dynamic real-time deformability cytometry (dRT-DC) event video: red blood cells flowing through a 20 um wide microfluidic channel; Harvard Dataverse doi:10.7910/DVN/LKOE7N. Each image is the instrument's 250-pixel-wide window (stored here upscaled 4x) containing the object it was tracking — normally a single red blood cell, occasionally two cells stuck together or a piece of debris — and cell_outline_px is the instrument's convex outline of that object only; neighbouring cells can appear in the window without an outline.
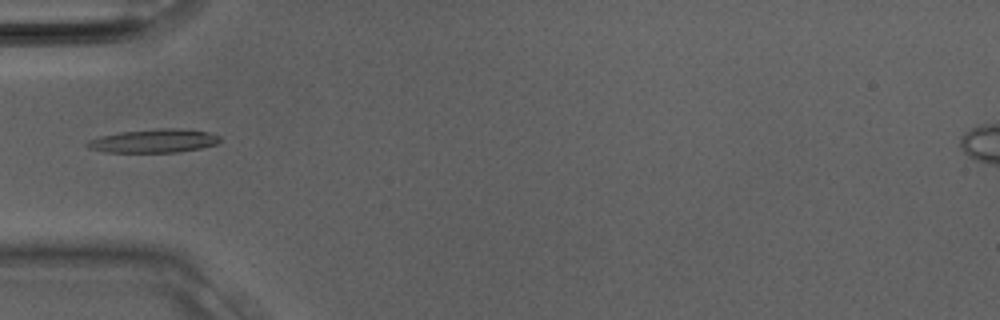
{"species": "Egyptian fruit bat (a non-hibernating species)", "species_latin": "Rousettus aegyptiacus", "temperature_condition": "room temperature", "stored_images_in_passage": 7, "camera_frame_rate_fps": 3000, "um_per_image_px": 0.085, "animal": {"sex": "male"}, "frame": {"image": 1, "passage_image": 2, "time_ms": 0.333, "image_size_px": [1000, 320], "cell_outline_px": [[220, 140], [216, 144], [200, 148], [176, 152], [104, 152], [88, 148], [84, 144], [88, 140], [100, 136], [120, 132], [156, 128], [180, 128], [208, 132], [220, 136]], "centroid_in_image_um": [13.04, 11.97], "position_along_channel_um": 72.0, "area_um2": 18.26}}
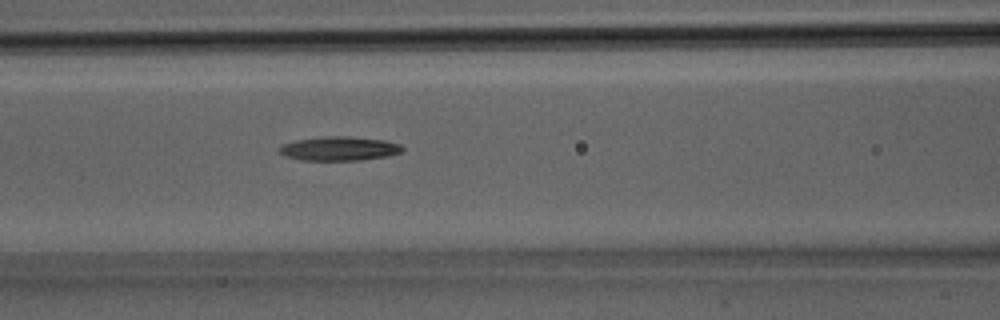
{"frame": {"image": 2, "passage_image": 5, "time_ms": 1.333, "image_size_px": [1000, 320], "cell_outline_px": [[404, 152], [388, 156], [360, 160], [300, 160], [284, 156], [276, 148], [280, 144], [296, 140], [324, 136], [348, 136], [384, 140], [400, 144], [404, 148]], "centroid_in_image_um": [28.81, 12.63], "position_along_channel_um": 137.8, "area_um2": 17.51}}
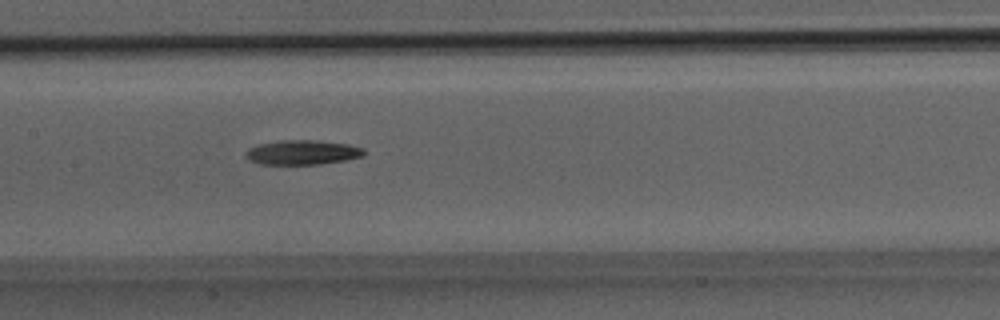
{"frame": {"image": 3, "passage_image": 7, "time_ms": 2.0, "image_size_px": [1000, 320], "cell_outline_px": [[364, 156], [344, 160], [320, 164], [260, 164], [248, 160], [244, 156], [244, 152], [248, 148], [256, 144], [280, 140], [316, 140], [348, 144], [364, 148]], "centroid_in_image_um": [25.64, 12.95], "position_along_channel_um": 181.8, "area_um2": 17.11}}